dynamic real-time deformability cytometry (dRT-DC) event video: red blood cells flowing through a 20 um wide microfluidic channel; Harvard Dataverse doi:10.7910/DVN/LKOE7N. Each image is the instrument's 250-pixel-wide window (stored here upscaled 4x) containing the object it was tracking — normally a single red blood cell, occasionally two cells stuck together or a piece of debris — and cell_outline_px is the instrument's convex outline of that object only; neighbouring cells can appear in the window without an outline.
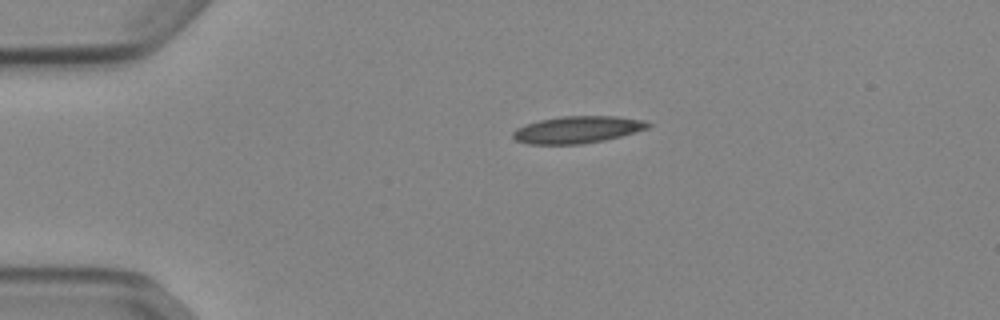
{"species": "Egyptian fruit bat (a non-hibernating species)", "species_latin": "Rousettus aegyptiacus", "temperature_condition": "cold", "stored_images_in_passage": 42, "camera_frame_rate_fps": 3000, "um_per_image_px": 0.085, "animal": {"sex": "female"}, "frame": {"image": 1, "passage_image": 1, "time_ms": 0.0, "image_size_px": [1000, 320], "cell_outline_px": [[652, 124], [648, 128], [620, 136], [604, 140], [580, 144], [528, 144], [516, 140], [512, 136], [512, 132], [516, 128], [540, 120], [560, 116], [616, 116], [644, 120]], "centroid_in_image_um": [49.08, 11.02], "position_along_channel_um": 35.9, "area_um2": 21.15}}
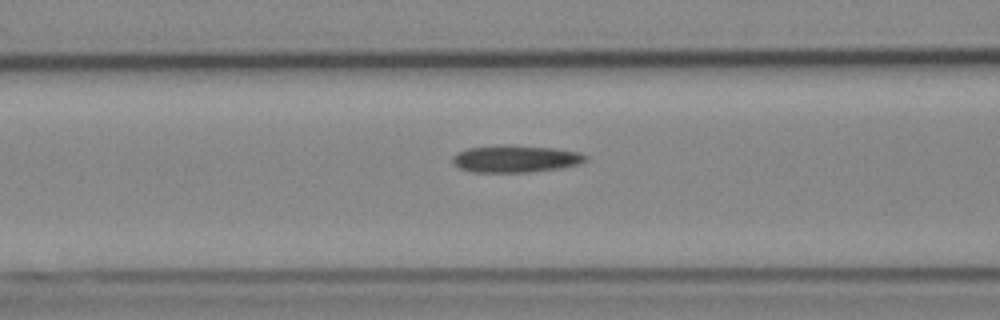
{"frame": {"image": 2, "passage_image": 11, "time_ms": 3.333, "image_size_px": [1000, 320], "cell_outline_px": [[588, 160], [580, 164], [560, 168], [528, 172], [472, 172], [460, 168], [452, 164], [452, 156], [456, 152], [468, 148], [556, 148], [580, 152], [588, 156]], "centroid_in_image_um": [43.86, 13.55], "position_along_channel_um": 122.7, "area_um2": 20.11}}
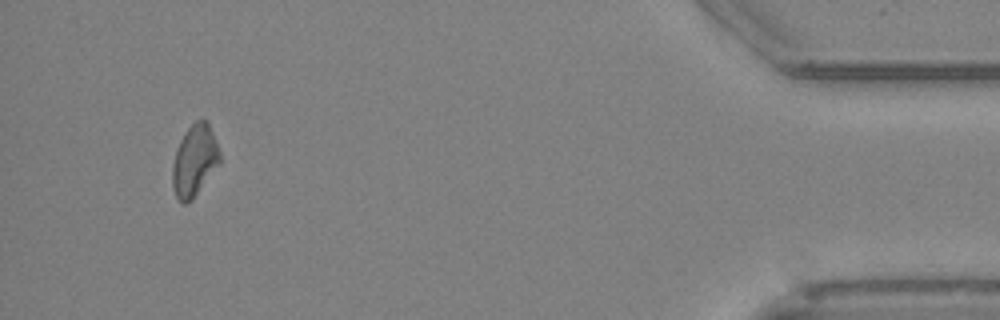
{"frame": {"image": 3, "passage_image": 39, "time_ms": 12.667, "image_size_px": [1000, 320], "cell_outline_px": [[220, 164], [192, 200], [188, 204], [184, 204], [176, 196], [172, 184], [172, 168], [176, 148], [180, 140], [188, 128], [196, 120], [208, 120], [216, 140], [220, 152]], "centroid_in_image_um": [16.55, 13.65], "position_along_channel_um": 418.7, "area_um2": 19.83}}